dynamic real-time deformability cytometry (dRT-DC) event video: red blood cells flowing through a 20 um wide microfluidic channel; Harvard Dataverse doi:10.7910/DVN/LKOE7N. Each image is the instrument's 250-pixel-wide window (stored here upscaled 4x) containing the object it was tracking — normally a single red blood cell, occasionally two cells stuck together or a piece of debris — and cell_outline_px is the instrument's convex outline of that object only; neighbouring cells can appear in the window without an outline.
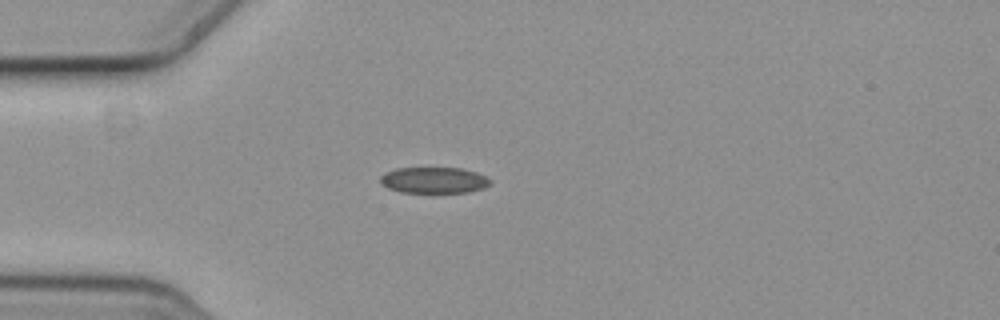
{"species": "common noctule bat (a hibernating species)", "species_latin": "Nyctalus noctula", "temperature_condition": "cold", "stored_images_in_passage": 6, "camera_frame_rate_fps": 3000, "um_per_image_px": 0.085, "animal": {"sex": "female", "body_mass_g": 19.3, "forearm_length_mm": 54.1}, "frame": {"image": 1, "passage_image": 4, "time_ms": 1.0, "image_size_px": [1000, 320], "cell_outline_px": [[492, 180], [484, 188], [468, 192], [400, 192], [388, 188], [380, 180], [380, 176], [384, 172], [396, 168], [460, 168], [476, 172]], "centroid_in_image_um": [36.86, 15.31], "position_along_channel_um": 48.1, "area_um2": 16.59}}